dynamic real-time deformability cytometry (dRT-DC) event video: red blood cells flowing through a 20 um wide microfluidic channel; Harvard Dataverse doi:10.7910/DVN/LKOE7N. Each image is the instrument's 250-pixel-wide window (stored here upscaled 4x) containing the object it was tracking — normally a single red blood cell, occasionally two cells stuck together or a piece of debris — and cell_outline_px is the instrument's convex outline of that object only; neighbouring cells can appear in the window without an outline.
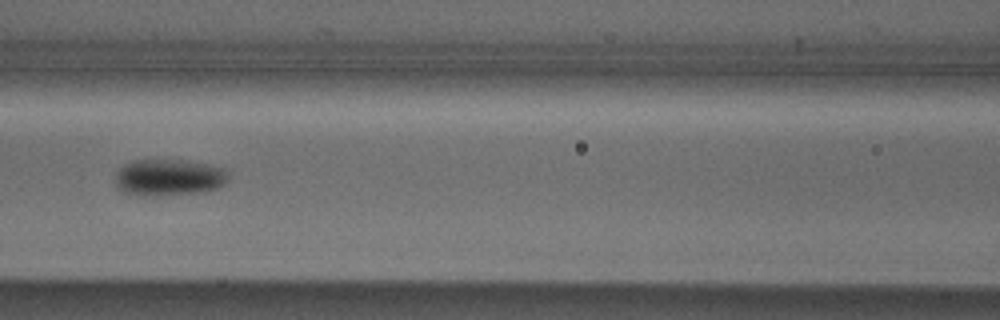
{"species": "Egyptian fruit bat (a non-hibernating species)", "species_latin": "Rousettus aegyptiacus", "temperature_condition": "cold", "stored_images_in_passage": 24, "camera_frame_rate_fps": 3000, "um_per_image_px": 0.085, "animal": {"sex": "male"}, "frame": {"image": 1, "passage_image": 11, "time_ms": 3.333, "image_size_px": [1000, 320], "cell_outline_px": [[228, 176], [224, 184], [216, 188], [204, 192], [152, 196], [148, 196], [124, 192], [116, 188], [116, 172], [124, 164], [132, 160], [180, 160], [204, 164], [220, 168], [228, 172]], "centroid_in_image_um": [14.3, 15.09], "position_along_channel_um": 152.3, "area_um2": 23.93}}
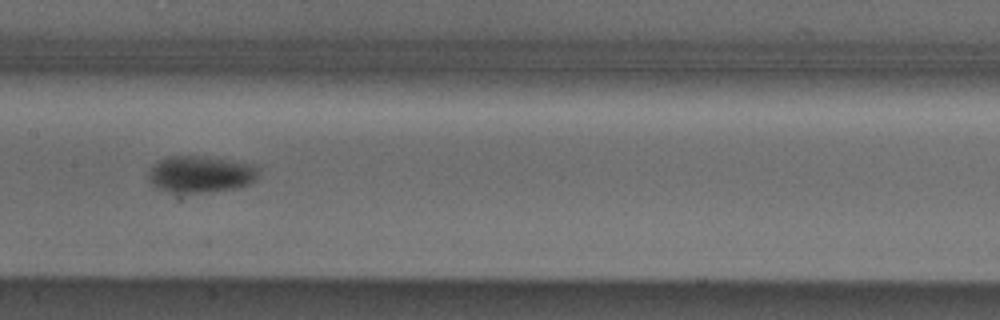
{"frame": {"image": 2, "passage_image": 14, "time_ms": 4.333, "image_size_px": [1000, 320], "cell_outline_px": [[260, 168], [256, 180], [248, 184], [236, 188], [204, 192], [168, 192], [156, 188], [148, 180], [148, 172], [160, 160], [168, 156], [196, 156], [228, 160], [252, 164]], "centroid_in_image_um": [17.05, 14.81], "position_along_channel_um": 190.4, "area_um2": 23.35}}
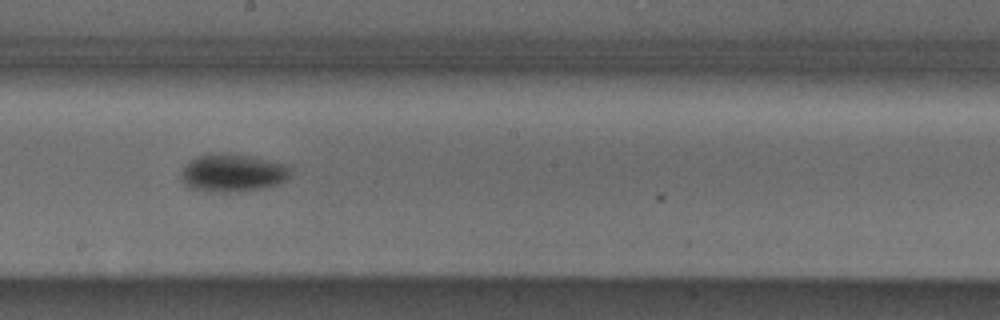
{"frame": {"image": 3, "passage_image": 17, "time_ms": 5.333, "image_size_px": [1000, 320], "cell_outline_px": [[292, 168], [288, 176], [284, 180], [276, 184], [264, 188], [236, 192], [204, 192], [192, 188], [184, 184], [180, 180], [180, 172], [192, 160], [208, 152], [232, 152], [252, 156], [284, 164]], "centroid_in_image_um": [19.74, 14.69], "position_along_channel_um": 228.5, "area_um2": 24.45}}